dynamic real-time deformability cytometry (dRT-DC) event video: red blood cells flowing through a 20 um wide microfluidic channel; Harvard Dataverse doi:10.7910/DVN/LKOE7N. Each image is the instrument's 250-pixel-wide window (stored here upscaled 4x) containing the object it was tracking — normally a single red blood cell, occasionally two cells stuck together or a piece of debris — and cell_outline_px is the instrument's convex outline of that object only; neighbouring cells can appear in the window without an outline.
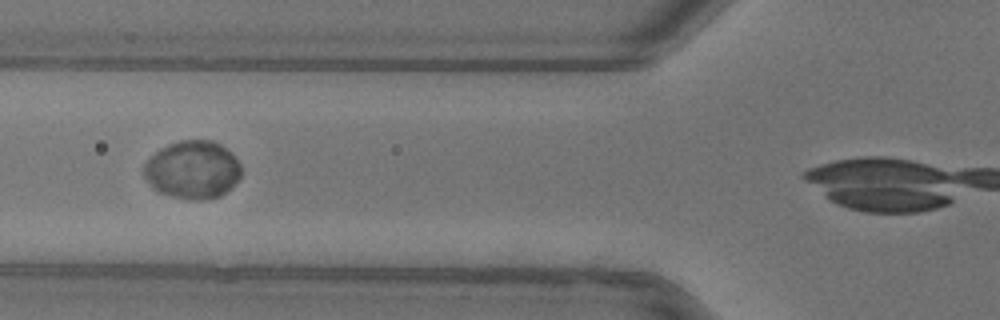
{"species": "common noctule bat (a hibernating species)", "species_latin": "Nyctalus noctula", "temperature_condition": "warm", "stored_images_in_passage": 42, "camera_frame_rate_fps": 3000, "um_per_image_px": 0.085, "animal": {"sex": "female"}, "frame": {"image": 1, "passage_image": 19, "time_ms": 6.0, "image_size_px": [1000, 320], "cell_outline_px": [[240, 176], [220, 196], [196, 200], [188, 200], [160, 192], [144, 176], [144, 164], [160, 148], [168, 144], [180, 140], [212, 140], [220, 144], [240, 164]], "centroid_in_image_um": [16.35, 14.41], "position_along_channel_um": 109.4, "area_um2": 32.08}}
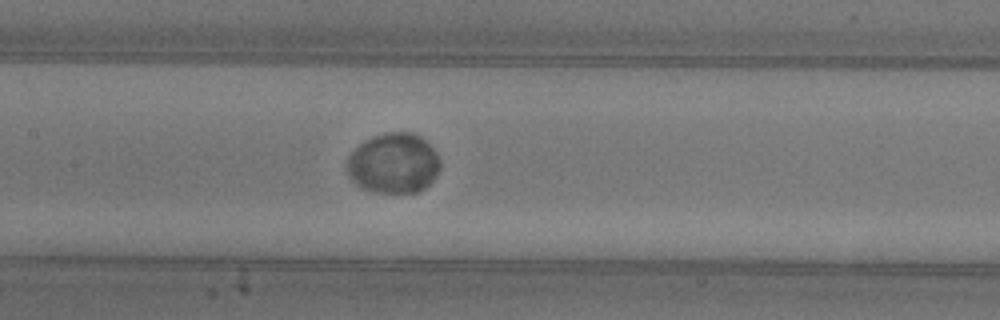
{"frame": {"image": 2, "passage_image": 24, "time_ms": 7.667, "image_size_px": [1000, 320], "cell_outline_px": [[440, 168], [432, 180], [424, 188], [416, 192], [376, 192], [360, 188], [348, 176], [348, 156], [360, 144], [372, 136], [384, 132], [412, 132], [420, 136], [436, 152], [440, 160]], "centroid_in_image_um": [33.45, 13.87], "position_along_channel_um": 174.0, "area_um2": 32.54}}